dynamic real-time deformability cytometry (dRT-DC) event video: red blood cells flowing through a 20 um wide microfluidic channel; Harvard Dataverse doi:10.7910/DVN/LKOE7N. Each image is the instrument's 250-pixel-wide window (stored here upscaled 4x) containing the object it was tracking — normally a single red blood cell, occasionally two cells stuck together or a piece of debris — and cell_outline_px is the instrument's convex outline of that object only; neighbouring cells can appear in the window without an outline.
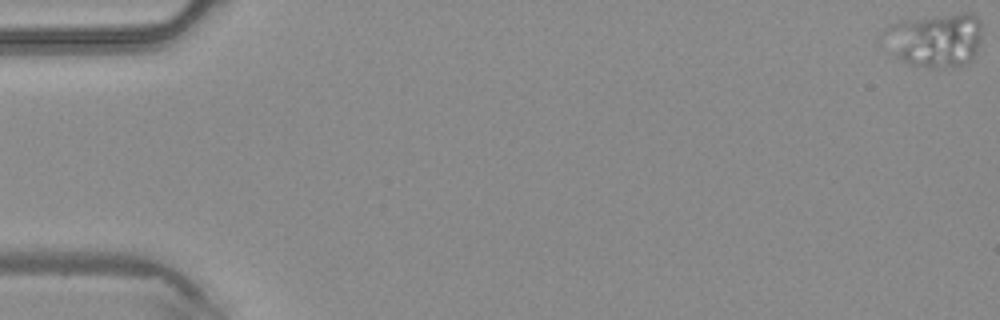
{"species": "common noctule bat (a hibernating species)", "species_latin": "Nyctalus noctula", "temperature_condition": "warm", "stored_images_in_passage": 49, "camera_frame_rate_fps": 3000, "um_per_image_px": 0.085, "animal": {"sex": "male", "body_mass_g": 20.4}, "frame": {"image": 1, "passage_image": 1, "time_ms": 0.0, "image_size_px": [1000, 320], "cell_outline_px": [[980, 36], [976, 52], [972, 60], [968, 64], [932, 68], [908, 64], [888, 52], [880, 36], [884, 28], [888, 24], [900, 20], [960, 12], [972, 12], [980, 20]], "centroid_in_image_um": [79.41, 3.37], "position_along_channel_um": 5.6, "area_um2": 31.73}}
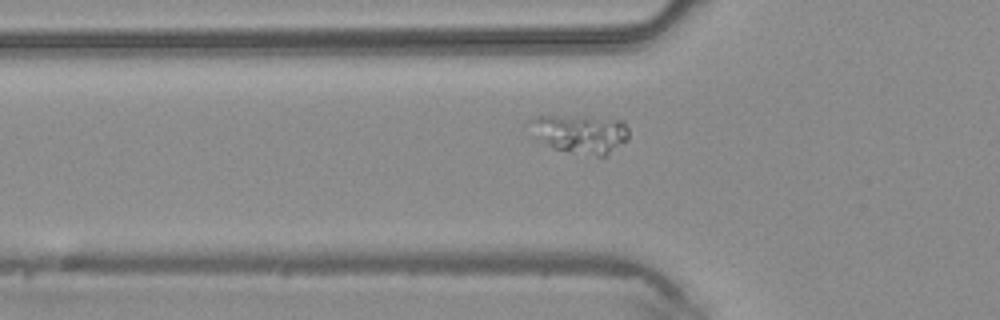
{"frame": {"image": 2, "passage_image": 17, "time_ms": 5.333, "image_size_px": [1000, 320], "cell_outline_px": [[628, 136], [624, 140], [604, 156], [600, 156], [572, 152], [556, 148], [548, 144], [536, 136], [528, 120], [532, 116], [576, 116], [620, 120], [628, 128]], "centroid_in_image_um": [49.3, 11.34], "position_along_channel_um": 76.5, "area_um2": 21.39}}
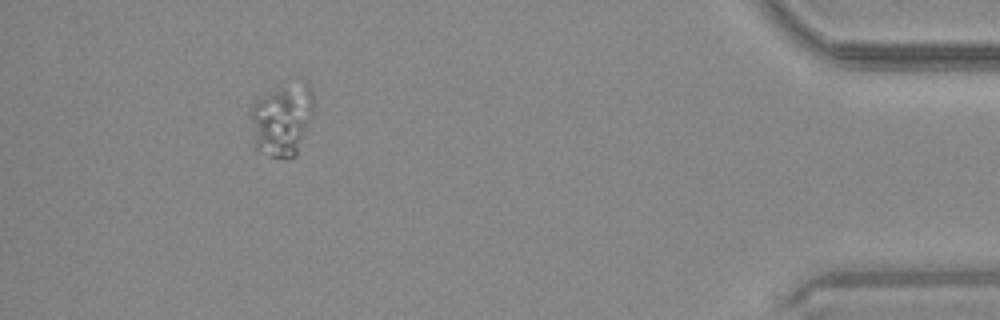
{"frame": {"image": 3, "passage_image": 44, "time_ms": 14.333, "image_size_px": [1000, 320], "cell_outline_px": [[316, 108], [296, 156], [288, 160], [272, 156], [256, 148], [252, 120], [252, 108], [256, 100], [280, 88], [308, 80], [312, 88]], "centroid_in_image_um": [24.09, 10.17], "position_along_channel_um": 411.1, "area_um2": 26.36}}